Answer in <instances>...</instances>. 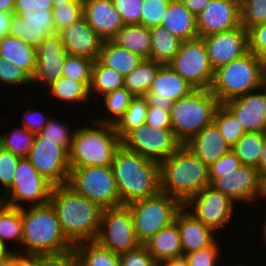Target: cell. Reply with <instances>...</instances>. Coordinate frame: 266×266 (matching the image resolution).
Returning <instances> with one entry per match:
<instances>
[{
    "instance_id": "obj_2",
    "label": "cell",
    "mask_w": 266,
    "mask_h": 266,
    "mask_svg": "<svg viewBox=\"0 0 266 266\" xmlns=\"http://www.w3.org/2000/svg\"><path fill=\"white\" fill-rule=\"evenodd\" d=\"M123 205L160 192V164L121 145L111 164Z\"/></svg>"
},
{
    "instance_id": "obj_26",
    "label": "cell",
    "mask_w": 266,
    "mask_h": 266,
    "mask_svg": "<svg viewBox=\"0 0 266 266\" xmlns=\"http://www.w3.org/2000/svg\"><path fill=\"white\" fill-rule=\"evenodd\" d=\"M185 146L208 167L231 150L214 122L206 126Z\"/></svg>"
},
{
    "instance_id": "obj_12",
    "label": "cell",
    "mask_w": 266,
    "mask_h": 266,
    "mask_svg": "<svg viewBox=\"0 0 266 266\" xmlns=\"http://www.w3.org/2000/svg\"><path fill=\"white\" fill-rule=\"evenodd\" d=\"M168 65L195 89H209L212 84L214 69L202 37L182 41L179 51Z\"/></svg>"
},
{
    "instance_id": "obj_59",
    "label": "cell",
    "mask_w": 266,
    "mask_h": 266,
    "mask_svg": "<svg viewBox=\"0 0 266 266\" xmlns=\"http://www.w3.org/2000/svg\"><path fill=\"white\" fill-rule=\"evenodd\" d=\"M181 2L196 16L205 10L210 0H181Z\"/></svg>"
},
{
    "instance_id": "obj_21",
    "label": "cell",
    "mask_w": 266,
    "mask_h": 266,
    "mask_svg": "<svg viewBox=\"0 0 266 266\" xmlns=\"http://www.w3.org/2000/svg\"><path fill=\"white\" fill-rule=\"evenodd\" d=\"M37 49V66L32 83L50 86L62 76V68L68 55L58 33L47 36Z\"/></svg>"
},
{
    "instance_id": "obj_40",
    "label": "cell",
    "mask_w": 266,
    "mask_h": 266,
    "mask_svg": "<svg viewBox=\"0 0 266 266\" xmlns=\"http://www.w3.org/2000/svg\"><path fill=\"white\" fill-rule=\"evenodd\" d=\"M10 240L22 244V208L8 206L0 214V243L7 245L6 243H9Z\"/></svg>"
},
{
    "instance_id": "obj_50",
    "label": "cell",
    "mask_w": 266,
    "mask_h": 266,
    "mask_svg": "<svg viewBox=\"0 0 266 266\" xmlns=\"http://www.w3.org/2000/svg\"><path fill=\"white\" fill-rule=\"evenodd\" d=\"M217 240H215L210 246L187 253L185 257L187 258L190 266H221L217 265L220 257V249ZM224 266V264H223Z\"/></svg>"
},
{
    "instance_id": "obj_44",
    "label": "cell",
    "mask_w": 266,
    "mask_h": 266,
    "mask_svg": "<svg viewBox=\"0 0 266 266\" xmlns=\"http://www.w3.org/2000/svg\"><path fill=\"white\" fill-rule=\"evenodd\" d=\"M53 21L56 33L83 17V2L53 5Z\"/></svg>"
},
{
    "instance_id": "obj_13",
    "label": "cell",
    "mask_w": 266,
    "mask_h": 266,
    "mask_svg": "<svg viewBox=\"0 0 266 266\" xmlns=\"http://www.w3.org/2000/svg\"><path fill=\"white\" fill-rule=\"evenodd\" d=\"M121 144L128 150L139 153L157 163L170 157L182 144L172 129H157L146 124L131 131Z\"/></svg>"
},
{
    "instance_id": "obj_45",
    "label": "cell",
    "mask_w": 266,
    "mask_h": 266,
    "mask_svg": "<svg viewBox=\"0 0 266 266\" xmlns=\"http://www.w3.org/2000/svg\"><path fill=\"white\" fill-rule=\"evenodd\" d=\"M39 134L44 137L45 140H51L69 153L75 130H72V132L69 131L67 124L59 123V121H56L52 116Z\"/></svg>"
},
{
    "instance_id": "obj_43",
    "label": "cell",
    "mask_w": 266,
    "mask_h": 266,
    "mask_svg": "<svg viewBox=\"0 0 266 266\" xmlns=\"http://www.w3.org/2000/svg\"><path fill=\"white\" fill-rule=\"evenodd\" d=\"M94 60L76 55H67L62 68V76L82 82L88 89L91 85Z\"/></svg>"
},
{
    "instance_id": "obj_22",
    "label": "cell",
    "mask_w": 266,
    "mask_h": 266,
    "mask_svg": "<svg viewBox=\"0 0 266 266\" xmlns=\"http://www.w3.org/2000/svg\"><path fill=\"white\" fill-rule=\"evenodd\" d=\"M58 34L69 55L97 60L104 40L88 25L84 17Z\"/></svg>"
},
{
    "instance_id": "obj_70",
    "label": "cell",
    "mask_w": 266,
    "mask_h": 266,
    "mask_svg": "<svg viewBox=\"0 0 266 266\" xmlns=\"http://www.w3.org/2000/svg\"><path fill=\"white\" fill-rule=\"evenodd\" d=\"M264 224H263V226H262V228H263V230H262V235H263V238L265 239V243H266V219L264 220V222H263Z\"/></svg>"
},
{
    "instance_id": "obj_33",
    "label": "cell",
    "mask_w": 266,
    "mask_h": 266,
    "mask_svg": "<svg viewBox=\"0 0 266 266\" xmlns=\"http://www.w3.org/2000/svg\"><path fill=\"white\" fill-rule=\"evenodd\" d=\"M163 64L144 59L133 71L124 76V87L134 96H145Z\"/></svg>"
},
{
    "instance_id": "obj_72",
    "label": "cell",
    "mask_w": 266,
    "mask_h": 266,
    "mask_svg": "<svg viewBox=\"0 0 266 266\" xmlns=\"http://www.w3.org/2000/svg\"><path fill=\"white\" fill-rule=\"evenodd\" d=\"M0 266H10V260L7 263L0 264Z\"/></svg>"
},
{
    "instance_id": "obj_49",
    "label": "cell",
    "mask_w": 266,
    "mask_h": 266,
    "mask_svg": "<svg viewBox=\"0 0 266 266\" xmlns=\"http://www.w3.org/2000/svg\"><path fill=\"white\" fill-rule=\"evenodd\" d=\"M20 157L0 146V184L4 193L12 186Z\"/></svg>"
},
{
    "instance_id": "obj_4",
    "label": "cell",
    "mask_w": 266,
    "mask_h": 266,
    "mask_svg": "<svg viewBox=\"0 0 266 266\" xmlns=\"http://www.w3.org/2000/svg\"><path fill=\"white\" fill-rule=\"evenodd\" d=\"M23 240L20 256H36L65 252L74 245L63 233L57 213L49 202L44 205L22 207Z\"/></svg>"
},
{
    "instance_id": "obj_41",
    "label": "cell",
    "mask_w": 266,
    "mask_h": 266,
    "mask_svg": "<svg viewBox=\"0 0 266 266\" xmlns=\"http://www.w3.org/2000/svg\"><path fill=\"white\" fill-rule=\"evenodd\" d=\"M35 139L36 133L28 131L24 126L17 127L10 135L0 134V146L20 158H28Z\"/></svg>"
},
{
    "instance_id": "obj_19",
    "label": "cell",
    "mask_w": 266,
    "mask_h": 266,
    "mask_svg": "<svg viewBox=\"0 0 266 266\" xmlns=\"http://www.w3.org/2000/svg\"><path fill=\"white\" fill-rule=\"evenodd\" d=\"M195 88L169 65H163L145 98L148 105L171 111L173 103L188 95Z\"/></svg>"
},
{
    "instance_id": "obj_42",
    "label": "cell",
    "mask_w": 266,
    "mask_h": 266,
    "mask_svg": "<svg viewBox=\"0 0 266 266\" xmlns=\"http://www.w3.org/2000/svg\"><path fill=\"white\" fill-rule=\"evenodd\" d=\"M213 122L230 148L247 133L241 123L223 104L216 110Z\"/></svg>"
},
{
    "instance_id": "obj_58",
    "label": "cell",
    "mask_w": 266,
    "mask_h": 266,
    "mask_svg": "<svg viewBox=\"0 0 266 266\" xmlns=\"http://www.w3.org/2000/svg\"><path fill=\"white\" fill-rule=\"evenodd\" d=\"M50 118L46 117L44 113L38 110L29 109L23 114L22 121L24 120V127L33 133H40L43 127L48 123Z\"/></svg>"
},
{
    "instance_id": "obj_9",
    "label": "cell",
    "mask_w": 266,
    "mask_h": 266,
    "mask_svg": "<svg viewBox=\"0 0 266 266\" xmlns=\"http://www.w3.org/2000/svg\"><path fill=\"white\" fill-rule=\"evenodd\" d=\"M67 185L102 209L123 205L111 166L71 167Z\"/></svg>"
},
{
    "instance_id": "obj_10",
    "label": "cell",
    "mask_w": 266,
    "mask_h": 266,
    "mask_svg": "<svg viewBox=\"0 0 266 266\" xmlns=\"http://www.w3.org/2000/svg\"><path fill=\"white\" fill-rule=\"evenodd\" d=\"M53 186L39 174L28 158H20L12 186L2 197L14 208L24 207L21 205L24 201L29 202L30 206L44 205L50 201Z\"/></svg>"
},
{
    "instance_id": "obj_39",
    "label": "cell",
    "mask_w": 266,
    "mask_h": 266,
    "mask_svg": "<svg viewBox=\"0 0 266 266\" xmlns=\"http://www.w3.org/2000/svg\"><path fill=\"white\" fill-rule=\"evenodd\" d=\"M134 96L125 88H119L103 96L104 105L108 116L94 118L96 122L114 125L127 110Z\"/></svg>"
},
{
    "instance_id": "obj_47",
    "label": "cell",
    "mask_w": 266,
    "mask_h": 266,
    "mask_svg": "<svg viewBox=\"0 0 266 266\" xmlns=\"http://www.w3.org/2000/svg\"><path fill=\"white\" fill-rule=\"evenodd\" d=\"M6 86H28L32 84V77L21 67L0 57V84ZM24 84V85H23Z\"/></svg>"
},
{
    "instance_id": "obj_1",
    "label": "cell",
    "mask_w": 266,
    "mask_h": 266,
    "mask_svg": "<svg viewBox=\"0 0 266 266\" xmlns=\"http://www.w3.org/2000/svg\"><path fill=\"white\" fill-rule=\"evenodd\" d=\"M49 202L63 233L73 245L96 240L103 212L99 205L77 194L67 184L53 186Z\"/></svg>"
},
{
    "instance_id": "obj_71",
    "label": "cell",
    "mask_w": 266,
    "mask_h": 266,
    "mask_svg": "<svg viewBox=\"0 0 266 266\" xmlns=\"http://www.w3.org/2000/svg\"><path fill=\"white\" fill-rule=\"evenodd\" d=\"M224 266H225V265H224ZM227 266H249V265H244V264H241V263L237 264V263H236V264H234V265H233V264H231V265L228 264ZM250 266H251V265H250Z\"/></svg>"
},
{
    "instance_id": "obj_11",
    "label": "cell",
    "mask_w": 266,
    "mask_h": 266,
    "mask_svg": "<svg viewBox=\"0 0 266 266\" xmlns=\"http://www.w3.org/2000/svg\"><path fill=\"white\" fill-rule=\"evenodd\" d=\"M96 241L118 255L141 245L134 230L131 211L127 205L103 209Z\"/></svg>"
},
{
    "instance_id": "obj_27",
    "label": "cell",
    "mask_w": 266,
    "mask_h": 266,
    "mask_svg": "<svg viewBox=\"0 0 266 266\" xmlns=\"http://www.w3.org/2000/svg\"><path fill=\"white\" fill-rule=\"evenodd\" d=\"M160 25L181 41L199 37L196 16L189 11L181 0L170 1Z\"/></svg>"
},
{
    "instance_id": "obj_51",
    "label": "cell",
    "mask_w": 266,
    "mask_h": 266,
    "mask_svg": "<svg viewBox=\"0 0 266 266\" xmlns=\"http://www.w3.org/2000/svg\"><path fill=\"white\" fill-rule=\"evenodd\" d=\"M124 25L139 24L143 0H112Z\"/></svg>"
},
{
    "instance_id": "obj_66",
    "label": "cell",
    "mask_w": 266,
    "mask_h": 266,
    "mask_svg": "<svg viewBox=\"0 0 266 266\" xmlns=\"http://www.w3.org/2000/svg\"><path fill=\"white\" fill-rule=\"evenodd\" d=\"M261 60L262 85L266 88V59Z\"/></svg>"
},
{
    "instance_id": "obj_52",
    "label": "cell",
    "mask_w": 266,
    "mask_h": 266,
    "mask_svg": "<svg viewBox=\"0 0 266 266\" xmlns=\"http://www.w3.org/2000/svg\"><path fill=\"white\" fill-rule=\"evenodd\" d=\"M37 266H80L74 247L62 252L37 255Z\"/></svg>"
},
{
    "instance_id": "obj_31",
    "label": "cell",
    "mask_w": 266,
    "mask_h": 266,
    "mask_svg": "<svg viewBox=\"0 0 266 266\" xmlns=\"http://www.w3.org/2000/svg\"><path fill=\"white\" fill-rule=\"evenodd\" d=\"M118 46L150 60L151 33L150 28L139 24L124 25L112 39Z\"/></svg>"
},
{
    "instance_id": "obj_53",
    "label": "cell",
    "mask_w": 266,
    "mask_h": 266,
    "mask_svg": "<svg viewBox=\"0 0 266 266\" xmlns=\"http://www.w3.org/2000/svg\"><path fill=\"white\" fill-rule=\"evenodd\" d=\"M119 258L121 266H158V262L143 244L120 254Z\"/></svg>"
},
{
    "instance_id": "obj_35",
    "label": "cell",
    "mask_w": 266,
    "mask_h": 266,
    "mask_svg": "<svg viewBox=\"0 0 266 266\" xmlns=\"http://www.w3.org/2000/svg\"><path fill=\"white\" fill-rule=\"evenodd\" d=\"M148 106L144 96H136L131 100L127 110L114 124L115 131L121 141L131 131L145 124Z\"/></svg>"
},
{
    "instance_id": "obj_8",
    "label": "cell",
    "mask_w": 266,
    "mask_h": 266,
    "mask_svg": "<svg viewBox=\"0 0 266 266\" xmlns=\"http://www.w3.org/2000/svg\"><path fill=\"white\" fill-rule=\"evenodd\" d=\"M134 222V230L141 244H145L161 229L175 222L183 204L176 198L159 192L155 196L127 204Z\"/></svg>"
},
{
    "instance_id": "obj_16",
    "label": "cell",
    "mask_w": 266,
    "mask_h": 266,
    "mask_svg": "<svg viewBox=\"0 0 266 266\" xmlns=\"http://www.w3.org/2000/svg\"><path fill=\"white\" fill-rule=\"evenodd\" d=\"M209 178L210 186L235 203H251L260 198L262 177L256 167L241 165L234 172L220 173V177Z\"/></svg>"
},
{
    "instance_id": "obj_37",
    "label": "cell",
    "mask_w": 266,
    "mask_h": 266,
    "mask_svg": "<svg viewBox=\"0 0 266 266\" xmlns=\"http://www.w3.org/2000/svg\"><path fill=\"white\" fill-rule=\"evenodd\" d=\"M48 94L64 102L85 103L91 98L89 89L82 83L70 78L61 76L46 88Z\"/></svg>"
},
{
    "instance_id": "obj_23",
    "label": "cell",
    "mask_w": 266,
    "mask_h": 266,
    "mask_svg": "<svg viewBox=\"0 0 266 266\" xmlns=\"http://www.w3.org/2000/svg\"><path fill=\"white\" fill-rule=\"evenodd\" d=\"M56 34L53 11L48 14L13 13L9 35L18 37L28 45L37 48L47 37Z\"/></svg>"
},
{
    "instance_id": "obj_69",
    "label": "cell",
    "mask_w": 266,
    "mask_h": 266,
    "mask_svg": "<svg viewBox=\"0 0 266 266\" xmlns=\"http://www.w3.org/2000/svg\"><path fill=\"white\" fill-rule=\"evenodd\" d=\"M8 203L0 196V214L8 207Z\"/></svg>"
},
{
    "instance_id": "obj_5",
    "label": "cell",
    "mask_w": 266,
    "mask_h": 266,
    "mask_svg": "<svg viewBox=\"0 0 266 266\" xmlns=\"http://www.w3.org/2000/svg\"><path fill=\"white\" fill-rule=\"evenodd\" d=\"M92 121L95 127L75 130L69 151L70 167L111 166L116 150L122 145L114 125Z\"/></svg>"
},
{
    "instance_id": "obj_25",
    "label": "cell",
    "mask_w": 266,
    "mask_h": 266,
    "mask_svg": "<svg viewBox=\"0 0 266 266\" xmlns=\"http://www.w3.org/2000/svg\"><path fill=\"white\" fill-rule=\"evenodd\" d=\"M175 222L179 229L184 256L187 253L204 249L216 240L215 232L199 221L184 206L178 211Z\"/></svg>"
},
{
    "instance_id": "obj_65",
    "label": "cell",
    "mask_w": 266,
    "mask_h": 266,
    "mask_svg": "<svg viewBox=\"0 0 266 266\" xmlns=\"http://www.w3.org/2000/svg\"><path fill=\"white\" fill-rule=\"evenodd\" d=\"M15 0H0V11L14 12Z\"/></svg>"
},
{
    "instance_id": "obj_6",
    "label": "cell",
    "mask_w": 266,
    "mask_h": 266,
    "mask_svg": "<svg viewBox=\"0 0 266 266\" xmlns=\"http://www.w3.org/2000/svg\"><path fill=\"white\" fill-rule=\"evenodd\" d=\"M220 102L210 89H194L173 103L170 111L172 131L177 140L187 144L214 120Z\"/></svg>"
},
{
    "instance_id": "obj_61",
    "label": "cell",
    "mask_w": 266,
    "mask_h": 266,
    "mask_svg": "<svg viewBox=\"0 0 266 266\" xmlns=\"http://www.w3.org/2000/svg\"><path fill=\"white\" fill-rule=\"evenodd\" d=\"M10 266H37L36 256H20L15 254L10 259Z\"/></svg>"
},
{
    "instance_id": "obj_18",
    "label": "cell",
    "mask_w": 266,
    "mask_h": 266,
    "mask_svg": "<svg viewBox=\"0 0 266 266\" xmlns=\"http://www.w3.org/2000/svg\"><path fill=\"white\" fill-rule=\"evenodd\" d=\"M196 26L199 37L240 27V2L237 0H210L205 10L196 15Z\"/></svg>"
},
{
    "instance_id": "obj_28",
    "label": "cell",
    "mask_w": 266,
    "mask_h": 266,
    "mask_svg": "<svg viewBox=\"0 0 266 266\" xmlns=\"http://www.w3.org/2000/svg\"><path fill=\"white\" fill-rule=\"evenodd\" d=\"M0 57L23 68L31 77L37 66V49L18 37L10 35L0 39Z\"/></svg>"
},
{
    "instance_id": "obj_36",
    "label": "cell",
    "mask_w": 266,
    "mask_h": 266,
    "mask_svg": "<svg viewBox=\"0 0 266 266\" xmlns=\"http://www.w3.org/2000/svg\"><path fill=\"white\" fill-rule=\"evenodd\" d=\"M124 87V76L118 71L102 65L95 60L92 66L91 85L89 94H105Z\"/></svg>"
},
{
    "instance_id": "obj_34",
    "label": "cell",
    "mask_w": 266,
    "mask_h": 266,
    "mask_svg": "<svg viewBox=\"0 0 266 266\" xmlns=\"http://www.w3.org/2000/svg\"><path fill=\"white\" fill-rule=\"evenodd\" d=\"M80 266H121L118 254L95 241L80 242L74 245Z\"/></svg>"
},
{
    "instance_id": "obj_60",
    "label": "cell",
    "mask_w": 266,
    "mask_h": 266,
    "mask_svg": "<svg viewBox=\"0 0 266 266\" xmlns=\"http://www.w3.org/2000/svg\"><path fill=\"white\" fill-rule=\"evenodd\" d=\"M13 13L0 11V39L9 35Z\"/></svg>"
},
{
    "instance_id": "obj_38",
    "label": "cell",
    "mask_w": 266,
    "mask_h": 266,
    "mask_svg": "<svg viewBox=\"0 0 266 266\" xmlns=\"http://www.w3.org/2000/svg\"><path fill=\"white\" fill-rule=\"evenodd\" d=\"M263 132L245 133L231 148L242 165L256 167L261 157Z\"/></svg>"
},
{
    "instance_id": "obj_55",
    "label": "cell",
    "mask_w": 266,
    "mask_h": 266,
    "mask_svg": "<svg viewBox=\"0 0 266 266\" xmlns=\"http://www.w3.org/2000/svg\"><path fill=\"white\" fill-rule=\"evenodd\" d=\"M241 165L240 159L230 150L208 167L209 177H220V173L234 172Z\"/></svg>"
},
{
    "instance_id": "obj_63",
    "label": "cell",
    "mask_w": 266,
    "mask_h": 266,
    "mask_svg": "<svg viewBox=\"0 0 266 266\" xmlns=\"http://www.w3.org/2000/svg\"><path fill=\"white\" fill-rule=\"evenodd\" d=\"M257 170L261 177L266 174V134H264L261 157L257 166Z\"/></svg>"
},
{
    "instance_id": "obj_56",
    "label": "cell",
    "mask_w": 266,
    "mask_h": 266,
    "mask_svg": "<svg viewBox=\"0 0 266 266\" xmlns=\"http://www.w3.org/2000/svg\"><path fill=\"white\" fill-rule=\"evenodd\" d=\"M53 9L52 0H15L16 14H48Z\"/></svg>"
},
{
    "instance_id": "obj_3",
    "label": "cell",
    "mask_w": 266,
    "mask_h": 266,
    "mask_svg": "<svg viewBox=\"0 0 266 266\" xmlns=\"http://www.w3.org/2000/svg\"><path fill=\"white\" fill-rule=\"evenodd\" d=\"M210 184L208 166L185 145L160 163V192L183 205Z\"/></svg>"
},
{
    "instance_id": "obj_62",
    "label": "cell",
    "mask_w": 266,
    "mask_h": 266,
    "mask_svg": "<svg viewBox=\"0 0 266 266\" xmlns=\"http://www.w3.org/2000/svg\"><path fill=\"white\" fill-rule=\"evenodd\" d=\"M158 266H190L187 258L183 255L177 258L165 259L158 263Z\"/></svg>"
},
{
    "instance_id": "obj_54",
    "label": "cell",
    "mask_w": 266,
    "mask_h": 266,
    "mask_svg": "<svg viewBox=\"0 0 266 266\" xmlns=\"http://www.w3.org/2000/svg\"><path fill=\"white\" fill-rule=\"evenodd\" d=\"M249 51L259 59H266V23L248 30Z\"/></svg>"
},
{
    "instance_id": "obj_15",
    "label": "cell",
    "mask_w": 266,
    "mask_h": 266,
    "mask_svg": "<svg viewBox=\"0 0 266 266\" xmlns=\"http://www.w3.org/2000/svg\"><path fill=\"white\" fill-rule=\"evenodd\" d=\"M183 206L194 209L189 212L216 232L217 229H223L232 221L235 202L209 185L190 198Z\"/></svg>"
},
{
    "instance_id": "obj_7",
    "label": "cell",
    "mask_w": 266,
    "mask_h": 266,
    "mask_svg": "<svg viewBox=\"0 0 266 266\" xmlns=\"http://www.w3.org/2000/svg\"><path fill=\"white\" fill-rule=\"evenodd\" d=\"M262 87L261 60L249 51L216 69L209 89L224 104Z\"/></svg>"
},
{
    "instance_id": "obj_30",
    "label": "cell",
    "mask_w": 266,
    "mask_h": 266,
    "mask_svg": "<svg viewBox=\"0 0 266 266\" xmlns=\"http://www.w3.org/2000/svg\"><path fill=\"white\" fill-rule=\"evenodd\" d=\"M97 60L104 66L126 76L143 60L140 55L118 46L112 40L103 41Z\"/></svg>"
},
{
    "instance_id": "obj_68",
    "label": "cell",
    "mask_w": 266,
    "mask_h": 266,
    "mask_svg": "<svg viewBox=\"0 0 266 266\" xmlns=\"http://www.w3.org/2000/svg\"><path fill=\"white\" fill-rule=\"evenodd\" d=\"M70 2H83V0H52L53 5H62Z\"/></svg>"
},
{
    "instance_id": "obj_20",
    "label": "cell",
    "mask_w": 266,
    "mask_h": 266,
    "mask_svg": "<svg viewBox=\"0 0 266 266\" xmlns=\"http://www.w3.org/2000/svg\"><path fill=\"white\" fill-rule=\"evenodd\" d=\"M247 133L266 128V88L262 87L223 104Z\"/></svg>"
},
{
    "instance_id": "obj_46",
    "label": "cell",
    "mask_w": 266,
    "mask_h": 266,
    "mask_svg": "<svg viewBox=\"0 0 266 266\" xmlns=\"http://www.w3.org/2000/svg\"><path fill=\"white\" fill-rule=\"evenodd\" d=\"M241 25L251 27L266 23V0H242L240 2Z\"/></svg>"
},
{
    "instance_id": "obj_48",
    "label": "cell",
    "mask_w": 266,
    "mask_h": 266,
    "mask_svg": "<svg viewBox=\"0 0 266 266\" xmlns=\"http://www.w3.org/2000/svg\"><path fill=\"white\" fill-rule=\"evenodd\" d=\"M171 0H143L140 25L151 28L161 23Z\"/></svg>"
},
{
    "instance_id": "obj_64",
    "label": "cell",
    "mask_w": 266,
    "mask_h": 266,
    "mask_svg": "<svg viewBox=\"0 0 266 266\" xmlns=\"http://www.w3.org/2000/svg\"><path fill=\"white\" fill-rule=\"evenodd\" d=\"M7 245L0 243V264L7 263L16 253L13 249L10 251Z\"/></svg>"
},
{
    "instance_id": "obj_24",
    "label": "cell",
    "mask_w": 266,
    "mask_h": 266,
    "mask_svg": "<svg viewBox=\"0 0 266 266\" xmlns=\"http://www.w3.org/2000/svg\"><path fill=\"white\" fill-rule=\"evenodd\" d=\"M83 17L104 41L112 40L124 26L112 0H83Z\"/></svg>"
},
{
    "instance_id": "obj_32",
    "label": "cell",
    "mask_w": 266,
    "mask_h": 266,
    "mask_svg": "<svg viewBox=\"0 0 266 266\" xmlns=\"http://www.w3.org/2000/svg\"><path fill=\"white\" fill-rule=\"evenodd\" d=\"M150 33V60L168 65L179 51L182 41L161 25L151 27Z\"/></svg>"
},
{
    "instance_id": "obj_67",
    "label": "cell",
    "mask_w": 266,
    "mask_h": 266,
    "mask_svg": "<svg viewBox=\"0 0 266 266\" xmlns=\"http://www.w3.org/2000/svg\"><path fill=\"white\" fill-rule=\"evenodd\" d=\"M262 197L266 199V174L262 176V181H261V195H260V199Z\"/></svg>"
},
{
    "instance_id": "obj_17",
    "label": "cell",
    "mask_w": 266,
    "mask_h": 266,
    "mask_svg": "<svg viewBox=\"0 0 266 266\" xmlns=\"http://www.w3.org/2000/svg\"><path fill=\"white\" fill-rule=\"evenodd\" d=\"M202 38L214 71L249 52L248 31L242 25Z\"/></svg>"
},
{
    "instance_id": "obj_14",
    "label": "cell",
    "mask_w": 266,
    "mask_h": 266,
    "mask_svg": "<svg viewBox=\"0 0 266 266\" xmlns=\"http://www.w3.org/2000/svg\"><path fill=\"white\" fill-rule=\"evenodd\" d=\"M28 159L39 174L54 186L67 184L71 167L69 153L63 147L45 140L38 133Z\"/></svg>"
},
{
    "instance_id": "obj_57",
    "label": "cell",
    "mask_w": 266,
    "mask_h": 266,
    "mask_svg": "<svg viewBox=\"0 0 266 266\" xmlns=\"http://www.w3.org/2000/svg\"><path fill=\"white\" fill-rule=\"evenodd\" d=\"M145 124L157 129H172L170 111L149 105Z\"/></svg>"
},
{
    "instance_id": "obj_29",
    "label": "cell",
    "mask_w": 266,
    "mask_h": 266,
    "mask_svg": "<svg viewBox=\"0 0 266 266\" xmlns=\"http://www.w3.org/2000/svg\"><path fill=\"white\" fill-rule=\"evenodd\" d=\"M144 245L158 263L165 259L183 256L180 233L176 222L161 229Z\"/></svg>"
}]
</instances>
